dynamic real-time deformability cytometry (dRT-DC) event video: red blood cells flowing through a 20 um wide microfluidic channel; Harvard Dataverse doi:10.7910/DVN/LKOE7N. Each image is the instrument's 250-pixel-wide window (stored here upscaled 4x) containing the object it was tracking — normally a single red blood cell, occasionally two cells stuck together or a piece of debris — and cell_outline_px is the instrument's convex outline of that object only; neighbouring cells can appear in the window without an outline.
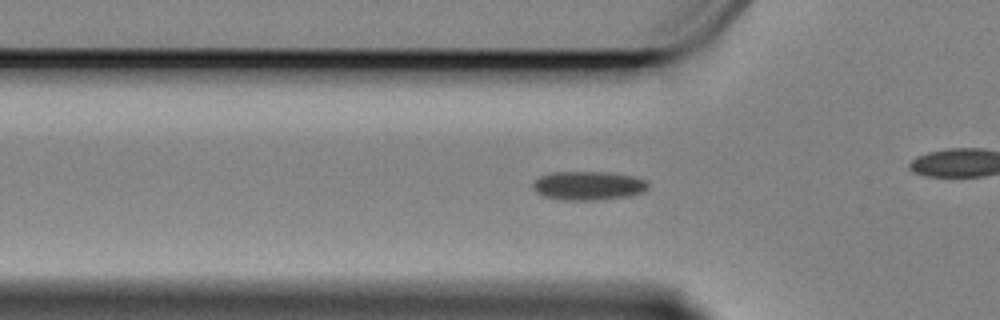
{"species": "Egyptian fruit bat (a non-hibernating species)", "species_latin": "Rousettus aegyptiacus", "temperature_condition": "cold", "stored_images_in_passage": 44, "camera_frame_rate_fps": 3000, "um_per_image_px": 0.085, "animal": {"sex": "female"}, "frame": {"image": 1, "passage_image": 3, "time_ms": 0.667, "image_size_px": [1000, 320], "cell_outline_px": [[648, 188], [644, 192], [628, 196], [600, 200], [560, 200], [544, 196], [536, 192], [532, 188], [532, 184], [540, 176], [552, 172], [612, 172], [636, 176], [644, 180], [648, 184]], "centroid_in_image_um": [50.02, 15.78], "position_along_channel_um": 75.8, "area_um2": 19.59}}
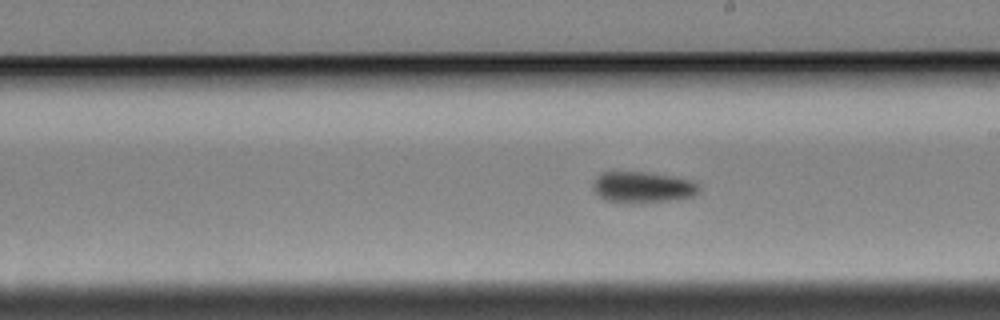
{"frame": {"image": 2, "passage_image": 17, "time_ms": 5.333, "image_size_px": [1000, 320], "cell_outline_px": [[700, 192], [696, 196], [676, 200], [640, 204], [628, 204], [604, 200], [592, 188], [592, 184], [596, 176], [600, 172], [644, 172], [668, 176], [688, 180], [700, 184]], "centroid_in_image_um": [54.62, 15.95], "position_along_channel_um": 234.4, "area_um2": 19.71}}
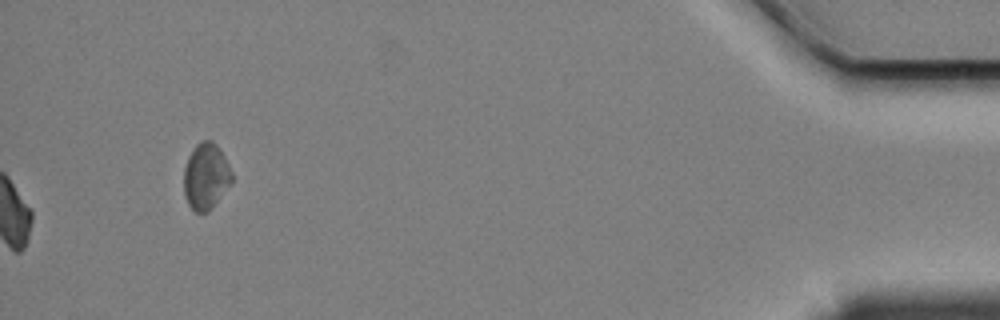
{"frame": {"image": 3, "passage_image": 44, "time_ms": 14.333, "image_size_px": [1000, 320], "cell_outline_px": [[232, 184], [208, 212], [196, 212], [188, 204], [184, 196], [184, 168], [188, 156], [192, 148], [200, 140], [212, 140], [216, 144], [224, 156], [232, 172]], "centroid_in_image_um": [17.5, 14.97], "position_along_channel_um": 417.7, "area_um2": 18.73}, "authors_computed_cell_mechanics": {"area_um2": 18.7561, "velocity_mm_per_s": 3.3792, "shape_relaxation_time_tau1_ms": 6.238, "shape_relaxation_time_tau2_ms": null, "deformation_change_tau1": 0.0896, "deformation_change_tau2": null}}